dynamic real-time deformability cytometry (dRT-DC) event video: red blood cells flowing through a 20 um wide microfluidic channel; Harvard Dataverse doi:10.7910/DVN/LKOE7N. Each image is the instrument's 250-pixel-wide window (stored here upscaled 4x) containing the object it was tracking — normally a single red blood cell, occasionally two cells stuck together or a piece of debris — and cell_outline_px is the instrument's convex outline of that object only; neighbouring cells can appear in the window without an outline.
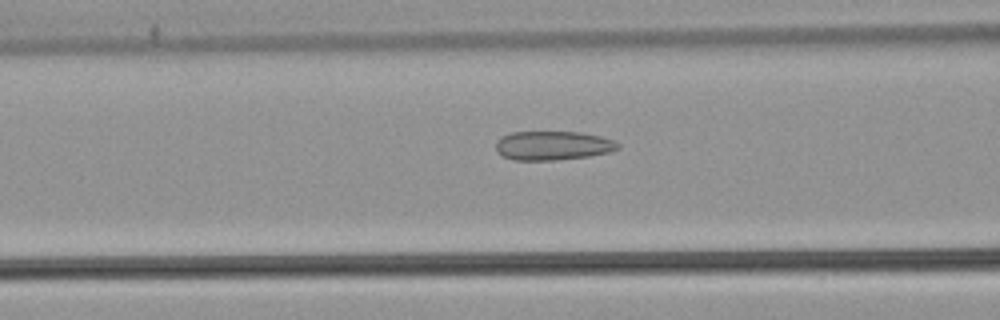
{"species": "common noctule bat (a hibernating species)", "species_latin": "Nyctalus noctula", "temperature_condition": "warm", "stored_images_in_passage": 53, "camera_frame_rate_fps": 3000, "um_per_image_px": 0.085, "animal": {"sex": "male", "body_mass_g": 21.5, "forearm_length_mm": 52.0}, "frame": {"image": 1, "passage_image": 22, "time_ms": 7.0, "image_size_px": [1000, 320], "cell_outline_px": [[620, 148], [608, 152], [588, 156], [556, 160], [512, 160], [496, 152], [496, 140], [500, 136], [512, 132], [580, 132], [600, 136], [612, 140], [620, 144]], "centroid_in_image_um": [46.95, 12.37], "position_along_channel_um": 119.6, "area_um2": 20.69}}
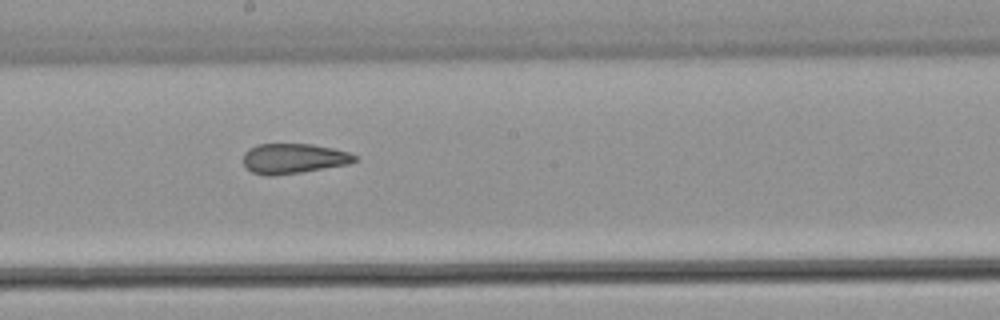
{"frame": {"image": 2, "passage_image": 30, "time_ms": 9.667, "image_size_px": [1000, 320], "cell_outline_px": [[356, 160], [348, 164], [276, 176], [264, 176], [252, 172], [244, 164], [244, 152], [248, 148], [256, 144], [312, 144], [332, 148], [348, 152], [356, 156]], "centroid_in_image_um": [24.91, 13.47], "position_along_channel_um": 223.3, "area_um2": 19.48}}
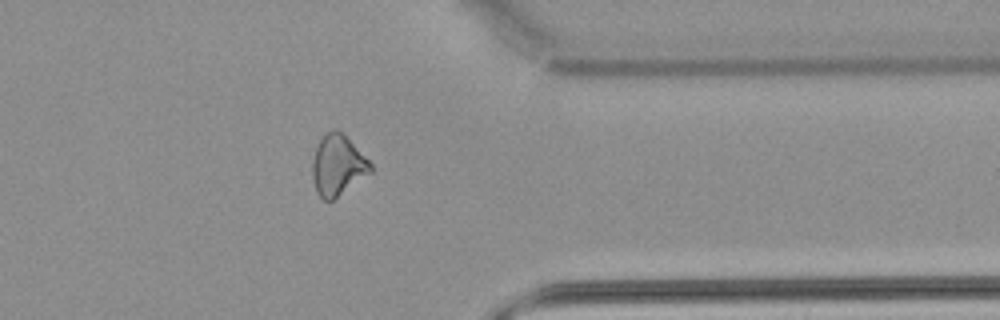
{"frame": {"image": 3, "passage_image": 43, "time_ms": 14.0, "image_size_px": [1000, 320], "cell_outline_px": [[372, 172], [332, 200], [324, 200], [316, 192], [312, 176], [312, 160], [316, 148], [324, 132], [332, 128], [336, 128], [372, 164]], "centroid_in_image_um": [28.67, 14.05], "position_along_channel_um": 382.7, "area_um2": 20.23}, "authors_computed_cell_mechanics": {"area_um2": 21.7906, "velocity_mm_per_s": 3.892, "shape_relaxation_time_tau1_ms": null, "shape_relaxation_time_tau2_ms": 1.8734, "deformation_change_tau1": null, "deformation_change_tau2": 0.099}}